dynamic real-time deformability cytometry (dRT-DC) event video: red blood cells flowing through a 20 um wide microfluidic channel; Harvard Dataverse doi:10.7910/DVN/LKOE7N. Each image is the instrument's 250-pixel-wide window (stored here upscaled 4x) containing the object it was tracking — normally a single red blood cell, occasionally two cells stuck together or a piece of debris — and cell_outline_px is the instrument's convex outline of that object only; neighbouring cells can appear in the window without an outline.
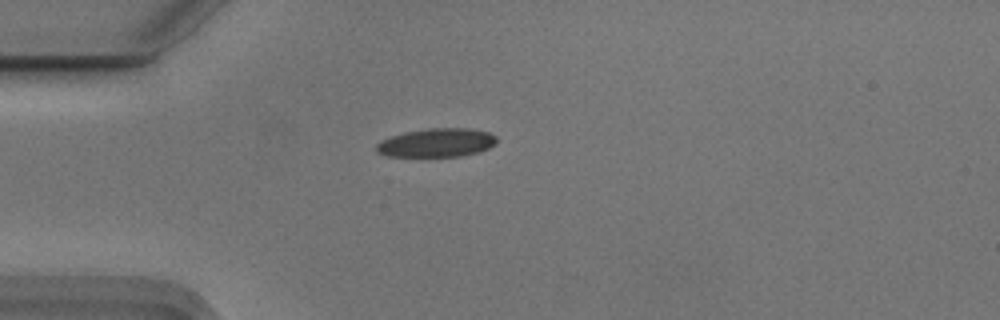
{"species": "Egyptian fruit bat (a non-hibernating species)", "species_latin": "Rousettus aegyptiacus", "temperature_condition": "cold", "stored_images_in_passage": 41, "camera_frame_rate_fps": 3000, "um_per_image_px": 0.085, "animal": {"sex": "male"}, "frame": {"image": 1, "passage_image": 1, "time_ms": 0.0, "image_size_px": [1000, 320], "cell_outline_px": [[496, 144], [488, 148], [476, 152], [460, 156], [388, 156], [376, 152], [376, 144], [380, 140], [404, 132], [428, 128], [468, 128], [488, 132], [496, 136]], "centroid_in_image_um": [37.09, 12.12], "position_along_channel_um": 47.9, "area_um2": 20.0}}
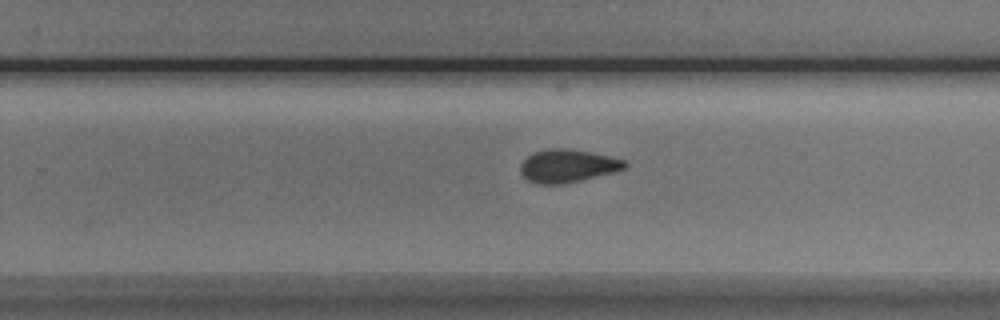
{"frame": {"image": 2, "passage_image": 21, "time_ms": 6.667, "image_size_px": [1000, 320], "cell_outline_px": [[628, 164], [624, 168], [612, 172], [580, 180], [560, 184], [540, 184], [528, 180], [520, 172], [520, 164], [532, 152], [548, 148], [568, 148], [608, 156], [624, 160]], "centroid_in_image_um": [48.19, 14.09], "position_along_channel_um": 281.6, "area_um2": 19.77}}
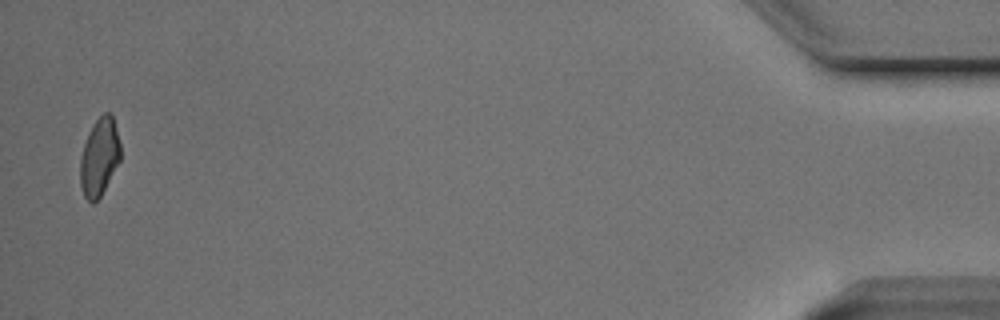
{"frame": {"image": 3, "passage_image": 40, "time_ms": 13.0, "image_size_px": [1000, 320], "cell_outline_px": [[120, 160], [100, 196], [92, 204], [84, 196], [80, 184], [80, 156], [84, 144], [96, 120], [104, 112], [108, 112], [112, 116], [120, 144]], "centroid_in_image_um": [8.43, 13.37], "position_along_channel_um": 426.8, "area_um2": 17.8}, "authors_computed_cell_mechanics": {"area_um2": 19.5364, "velocity_mm_per_s": 3.728, "shape_relaxation_time_tau1_ms": 3.8034, "shape_relaxation_time_tau2_ms": 1.8977, "deformation_change_tau1": 0.1101, "deformation_change_tau2": 0.069}}